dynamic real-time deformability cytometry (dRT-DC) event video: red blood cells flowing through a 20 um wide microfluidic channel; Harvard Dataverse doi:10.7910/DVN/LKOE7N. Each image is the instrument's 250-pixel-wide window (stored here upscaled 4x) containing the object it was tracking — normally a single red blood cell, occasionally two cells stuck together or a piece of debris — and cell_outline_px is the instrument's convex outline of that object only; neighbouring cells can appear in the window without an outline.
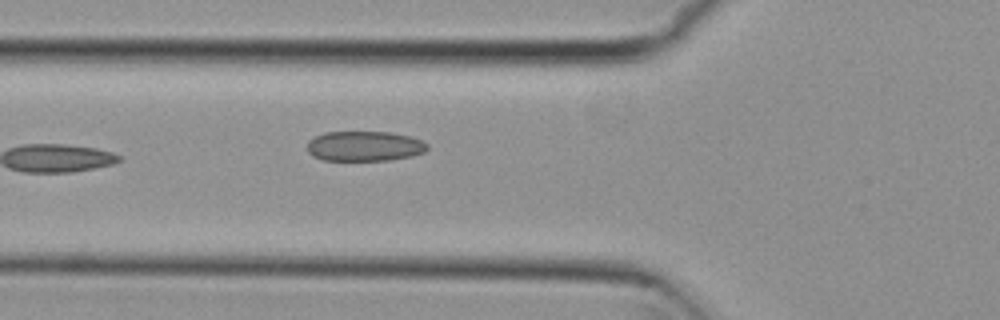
{"species": "common noctule bat (a hibernating species)", "species_latin": "Nyctalus noctula", "temperature_condition": "cold", "stored_images_in_passage": 3, "camera_frame_rate_fps": 3000, "um_per_image_px": 0.085, "animal": {"sex": "female", "body_mass_g": 29.2, "forearm_length_mm": 56.3}, "frame": {"image": 1, "passage_image": 3, "time_ms": 0.667, "image_size_px": [1000, 320], "cell_outline_px": [[428, 148], [424, 152], [412, 156], [388, 160], [324, 160], [312, 156], [308, 152], [308, 140], [324, 132], [388, 132], [412, 136], [428, 144]], "centroid_in_image_um": [30.98, 12.42], "position_along_channel_um": 94.8, "area_um2": 21.04}}